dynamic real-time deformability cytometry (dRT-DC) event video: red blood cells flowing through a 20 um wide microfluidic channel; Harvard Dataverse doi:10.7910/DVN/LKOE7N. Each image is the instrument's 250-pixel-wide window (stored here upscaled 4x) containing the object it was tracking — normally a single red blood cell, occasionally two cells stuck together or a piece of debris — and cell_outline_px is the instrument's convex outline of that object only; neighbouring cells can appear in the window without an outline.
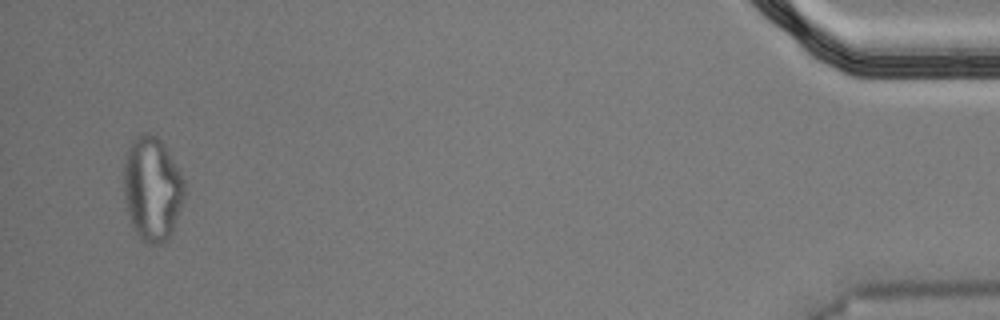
{"species": "Egyptian fruit bat (a non-hibernating species)", "species_latin": "Rousettus aegyptiacus", "temperature_condition": "cold", "stored_images_in_passage": 55, "segment_of_instrument_passage": [2, 2], "camera_frame_rate_fps": 3000, "um_per_image_px": 0.085, "animal": {"sex": "male"}, "frame": {"image": 1, "passage_image": 53, "time_ms": 17.333, "image_size_px": [1000, 320], "cell_outline_px": [[184, 196], [172, 232], [160, 244], [148, 244], [140, 236], [132, 224], [128, 212], [124, 196], [124, 160], [128, 148], [132, 140], [136, 136], [144, 132], [148, 132], [156, 136], [164, 144], [180, 172], [184, 180]], "centroid_in_image_um": [12.93, 15.99], "position_along_channel_um": 422.3, "area_um2": 36.36}}